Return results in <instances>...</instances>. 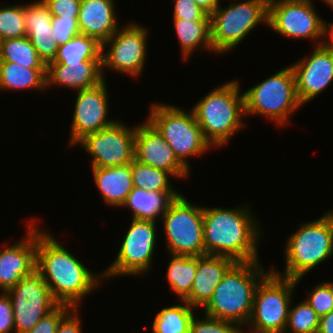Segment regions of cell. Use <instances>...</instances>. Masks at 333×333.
<instances>
[{
    "label": "cell",
    "instance_id": "1",
    "mask_svg": "<svg viewBox=\"0 0 333 333\" xmlns=\"http://www.w3.org/2000/svg\"><path fill=\"white\" fill-rule=\"evenodd\" d=\"M51 235L47 230L42 231L37 227L36 270L59 305L79 308L83 298L104 281L103 271L96 275Z\"/></svg>",
    "mask_w": 333,
    "mask_h": 333
},
{
    "label": "cell",
    "instance_id": "2",
    "mask_svg": "<svg viewBox=\"0 0 333 333\" xmlns=\"http://www.w3.org/2000/svg\"><path fill=\"white\" fill-rule=\"evenodd\" d=\"M251 209L246 204L233 208L204 206L205 255L228 257L235 262L258 261L257 245L264 232Z\"/></svg>",
    "mask_w": 333,
    "mask_h": 333
},
{
    "label": "cell",
    "instance_id": "3",
    "mask_svg": "<svg viewBox=\"0 0 333 333\" xmlns=\"http://www.w3.org/2000/svg\"><path fill=\"white\" fill-rule=\"evenodd\" d=\"M260 261L235 262L202 308L205 315L234 322L245 330L252 314L256 288L271 271V268L265 271Z\"/></svg>",
    "mask_w": 333,
    "mask_h": 333
},
{
    "label": "cell",
    "instance_id": "4",
    "mask_svg": "<svg viewBox=\"0 0 333 333\" xmlns=\"http://www.w3.org/2000/svg\"><path fill=\"white\" fill-rule=\"evenodd\" d=\"M240 86L238 79L227 81L192 107L204 138L215 149L226 145L232 135L246 127L244 94Z\"/></svg>",
    "mask_w": 333,
    "mask_h": 333
},
{
    "label": "cell",
    "instance_id": "5",
    "mask_svg": "<svg viewBox=\"0 0 333 333\" xmlns=\"http://www.w3.org/2000/svg\"><path fill=\"white\" fill-rule=\"evenodd\" d=\"M285 243V269L278 272L272 266L271 270L299 283L308 272L332 257L333 215L326 211L318 219L301 222L298 230Z\"/></svg>",
    "mask_w": 333,
    "mask_h": 333
},
{
    "label": "cell",
    "instance_id": "6",
    "mask_svg": "<svg viewBox=\"0 0 333 333\" xmlns=\"http://www.w3.org/2000/svg\"><path fill=\"white\" fill-rule=\"evenodd\" d=\"M147 120L171 146L178 160L190 171L189 157L202 155L213 147L204 138L195 115L171 104L154 103Z\"/></svg>",
    "mask_w": 333,
    "mask_h": 333
},
{
    "label": "cell",
    "instance_id": "7",
    "mask_svg": "<svg viewBox=\"0 0 333 333\" xmlns=\"http://www.w3.org/2000/svg\"><path fill=\"white\" fill-rule=\"evenodd\" d=\"M243 94L245 116L266 117L279 126L288 125L291 115L303 106L297 97L295 77L290 65L270 75Z\"/></svg>",
    "mask_w": 333,
    "mask_h": 333
},
{
    "label": "cell",
    "instance_id": "8",
    "mask_svg": "<svg viewBox=\"0 0 333 333\" xmlns=\"http://www.w3.org/2000/svg\"><path fill=\"white\" fill-rule=\"evenodd\" d=\"M269 0H244L221 4L210 14V39L213 52L226 53L235 49L258 24L268 25Z\"/></svg>",
    "mask_w": 333,
    "mask_h": 333
},
{
    "label": "cell",
    "instance_id": "9",
    "mask_svg": "<svg viewBox=\"0 0 333 333\" xmlns=\"http://www.w3.org/2000/svg\"><path fill=\"white\" fill-rule=\"evenodd\" d=\"M295 279L279 276L272 270L258 284L253 310L243 333H285Z\"/></svg>",
    "mask_w": 333,
    "mask_h": 333
},
{
    "label": "cell",
    "instance_id": "10",
    "mask_svg": "<svg viewBox=\"0 0 333 333\" xmlns=\"http://www.w3.org/2000/svg\"><path fill=\"white\" fill-rule=\"evenodd\" d=\"M159 222L166 234L168 254L205 255L202 206L192 204L181 192L162 214Z\"/></svg>",
    "mask_w": 333,
    "mask_h": 333
},
{
    "label": "cell",
    "instance_id": "11",
    "mask_svg": "<svg viewBox=\"0 0 333 333\" xmlns=\"http://www.w3.org/2000/svg\"><path fill=\"white\" fill-rule=\"evenodd\" d=\"M117 257L111 265L103 271L104 279L117 276H140L148 273L156 247L157 221L131 219ZM136 275V276H135Z\"/></svg>",
    "mask_w": 333,
    "mask_h": 333
},
{
    "label": "cell",
    "instance_id": "12",
    "mask_svg": "<svg viewBox=\"0 0 333 333\" xmlns=\"http://www.w3.org/2000/svg\"><path fill=\"white\" fill-rule=\"evenodd\" d=\"M267 26L285 38L311 39L314 46L326 41V21L312 0H269Z\"/></svg>",
    "mask_w": 333,
    "mask_h": 333
},
{
    "label": "cell",
    "instance_id": "13",
    "mask_svg": "<svg viewBox=\"0 0 333 333\" xmlns=\"http://www.w3.org/2000/svg\"><path fill=\"white\" fill-rule=\"evenodd\" d=\"M121 27L102 44V72L110 69L138 78L147 59L148 30L130 21Z\"/></svg>",
    "mask_w": 333,
    "mask_h": 333
},
{
    "label": "cell",
    "instance_id": "14",
    "mask_svg": "<svg viewBox=\"0 0 333 333\" xmlns=\"http://www.w3.org/2000/svg\"><path fill=\"white\" fill-rule=\"evenodd\" d=\"M6 292L13 306L15 333H25L31 330L59 305L37 270L22 277L14 287Z\"/></svg>",
    "mask_w": 333,
    "mask_h": 333
},
{
    "label": "cell",
    "instance_id": "15",
    "mask_svg": "<svg viewBox=\"0 0 333 333\" xmlns=\"http://www.w3.org/2000/svg\"><path fill=\"white\" fill-rule=\"evenodd\" d=\"M122 121L86 135L76 145L91 155V167H115L134 160L136 126Z\"/></svg>",
    "mask_w": 333,
    "mask_h": 333
},
{
    "label": "cell",
    "instance_id": "16",
    "mask_svg": "<svg viewBox=\"0 0 333 333\" xmlns=\"http://www.w3.org/2000/svg\"><path fill=\"white\" fill-rule=\"evenodd\" d=\"M106 85L104 80L93 88L76 91L69 146H76L86 135L96 133L117 121L107 117L110 103Z\"/></svg>",
    "mask_w": 333,
    "mask_h": 333
},
{
    "label": "cell",
    "instance_id": "17",
    "mask_svg": "<svg viewBox=\"0 0 333 333\" xmlns=\"http://www.w3.org/2000/svg\"><path fill=\"white\" fill-rule=\"evenodd\" d=\"M310 56V57H309ZM299 102L304 105L323 92L333 81V48L315 46L310 55L290 65Z\"/></svg>",
    "mask_w": 333,
    "mask_h": 333
},
{
    "label": "cell",
    "instance_id": "18",
    "mask_svg": "<svg viewBox=\"0 0 333 333\" xmlns=\"http://www.w3.org/2000/svg\"><path fill=\"white\" fill-rule=\"evenodd\" d=\"M35 219V220H34ZM28 219L25 237L22 240L0 247V291L14 287L22 277L36 270L37 218Z\"/></svg>",
    "mask_w": 333,
    "mask_h": 333
},
{
    "label": "cell",
    "instance_id": "19",
    "mask_svg": "<svg viewBox=\"0 0 333 333\" xmlns=\"http://www.w3.org/2000/svg\"><path fill=\"white\" fill-rule=\"evenodd\" d=\"M134 159L169 172L174 178L187 179L190 174L171 146L147 119L136 126Z\"/></svg>",
    "mask_w": 333,
    "mask_h": 333
},
{
    "label": "cell",
    "instance_id": "20",
    "mask_svg": "<svg viewBox=\"0 0 333 333\" xmlns=\"http://www.w3.org/2000/svg\"><path fill=\"white\" fill-rule=\"evenodd\" d=\"M101 60H86L75 64L48 63L46 88L64 86L74 91L93 88L103 82Z\"/></svg>",
    "mask_w": 333,
    "mask_h": 333
},
{
    "label": "cell",
    "instance_id": "21",
    "mask_svg": "<svg viewBox=\"0 0 333 333\" xmlns=\"http://www.w3.org/2000/svg\"><path fill=\"white\" fill-rule=\"evenodd\" d=\"M115 0H81L78 26L81 34L106 42L121 27Z\"/></svg>",
    "mask_w": 333,
    "mask_h": 333
},
{
    "label": "cell",
    "instance_id": "22",
    "mask_svg": "<svg viewBox=\"0 0 333 333\" xmlns=\"http://www.w3.org/2000/svg\"><path fill=\"white\" fill-rule=\"evenodd\" d=\"M235 263L228 257L214 255L197 256V271L190 295L184 300L191 307L203 308L211 299L216 286Z\"/></svg>",
    "mask_w": 333,
    "mask_h": 333
},
{
    "label": "cell",
    "instance_id": "23",
    "mask_svg": "<svg viewBox=\"0 0 333 333\" xmlns=\"http://www.w3.org/2000/svg\"><path fill=\"white\" fill-rule=\"evenodd\" d=\"M52 17L44 0L25 4L26 36L46 64L54 59L59 48L51 37Z\"/></svg>",
    "mask_w": 333,
    "mask_h": 333
},
{
    "label": "cell",
    "instance_id": "24",
    "mask_svg": "<svg viewBox=\"0 0 333 333\" xmlns=\"http://www.w3.org/2000/svg\"><path fill=\"white\" fill-rule=\"evenodd\" d=\"M93 180L108 206L122 207L133 190L131 163L115 167H91Z\"/></svg>",
    "mask_w": 333,
    "mask_h": 333
},
{
    "label": "cell",
    "instance_id": "25",
    "mask_svg": "<svg viewBox=\"0 0 333 333\" xmlns=\"http://www.w3.org/2000/svg\"><path fill=\"white\" fill-rule=\"evenodd\" d=\"M180 194L150 192L134 187L122 207H127L133 212L132 218L158 221Z\"/></svg>",
    "mask_w": 333,
    "mask_h": 333
},
{
    "label": "cell",
    "instance_id": "26",
    "mask_svg": "<svg viewBox=\"0 0 333 333\" xmlns=\"http://www.w3.org/2000/svg\"><path fill=\"white\" fill-rule=\"evenodd\" d=\"M47 68H26L11 61H0V91L46 88Z\"/></svg>",
    "mask_w": 333,
    "mask_h": 333
},
{
    "label": "cell",
    "instance_id": "27",
    "mask_svg": "<svg viewBox=\"0 0 333 333\" xmlns=\"http://www.w3.org/2000/svg\"><path fill=\"white\" fill-rule=\"evenodd\" d=\"M172 20L181 47V57L185 62L199 48L213 53L210 39V21H190L182 18Z\"/></svg>",
    "mask_w": 333,
    "mask_h": 333
},
{
    "label": "cell",
    "instance_id": "28",
    "mask_svg": "<svg viewBox=\"0 0 333 333\" xmlns=\"http://www.w3.org/2000/svg\"><path fill=\"white\" fill-rule=\"evenodd\" d=\"M101 52V43L80 33L60 45L54 59L49 63L75 64L86 60H101Z\"/></svg>",
    "mask_w": 333,
    "mask_h": 333
},
{
    "label": "cell",
    "instance_id": "29",
    "mask_svg": "<svg viewBox=\"0 0 333 333\" xmlns=\"http://www.w3.org/2000/svg\"><path fill=\"white\" fill-rule=\"evenodd\" d=\"M170 255L167 267V283L177 299L184 301L191 292L193 279L197 271V256Z\"/></svg>",
    "mask_w": 333,
    "mask_h": 333
},
{
    "label": "cell",
    "instance_id": "30",
    "mask_svg": "<svg viewBox=\"0 0 333 333\" xmlns=\"http://www.w3.org/2000/svg\"><path fill=\"white\" fill-rule=\"evenodd\" d=\"M180 303L164 307L156 314L152 322L153 333H189L196 308L185 301Z\"/></svg>",
    "mask_w": 333,
    "mask_h": 333
},
{
    "label": "cell",
    "instance_id": "31",
    "mask_svg": "<svg viewBox=\"0 0 333 333\" xmlns=\"http://www.w3.org/2000/svg\"><path fill=\"white\" fill-rule=\"evenodd\" d=\"M0 61H11L26 68H47L27 36L0 41Z\"/></svg>",
    "mask_w": 333,
    "mask_h": 333
},
{
    "label": "cell",
    "instance_id": "32",
    "mask_svg": "<svg viewBox=\"0 0 333 333\" xmlns=\"http://www.w3.org/2000/svg\"><path fill=\"white\" fill-rule=\"evenodd\" d=\"M133 186L158 193H180L171 185L172 175L162 169L133 160L131 162ZM171 176V178H170Z\"/></svg>",
    "mask_w": 333,
    "mask_h": 333
},
{
    "label": "cell",
    "instance_id": "33",
    "mask_svg": "<svg viewBox=\"0 0 333 333\" xmlns=\"http://www.w3.org/2000/svg\"><path fill=\"white\" fill-rule=\"evenodd\" d=\"M25 3L0 6V41L26 36Z\"/></svg>",
    "mask_w": 333,
    "mask_h": 333
},
{
    "label": "cell",
    "instance_id": "34",
    "mask_svg": "<svg viewBox=\"0 0 333 333\" xmlns=\"http://www.w3.org/2000/svg\"><path fill=\"white\" fill-rule=\"evenodd\" d=\"M292 306L293 305H290L289 308L285 333L287 330H290L292 333H317L320 316L309 303L303 299V301L296 304V306Z\"/></svg>",
    "mask_w": 333,
    "mask_h": 333
},
{
    "label": "cell",
    "instance_id": "35",
    "mask_svg": "<svg viewBox=\"0 0 333 333\" xmlns=\"http://www.w3.org/2000/svg\"><path fill=\"white\" fill-rule=\"evenodd\" d=\"M204 319H200L197 315H194L189 333H243L238 324L228 321L216 319L207 315L203 316Z\"/></svg>",
    "mask_w": 333,
    "mask_h": 333
},
{
    "label": "cell",
    "instance_id": "36",
    "mask_svg": "<svg viewBox=\"0 0 333 333\" xmlns=\"http://www.w3.org/2000/svg\"><path fill=\"white\" fill-rule=\"evenodd\" d=\"M305 299L321 317L333 310V281L317 284L313 290H307Z\"/></svg>",
    "mask_w": 333,
    "mask_h": 333
},
{
    "label": "cell",
    "instance_id": "37",
    "mask_svg": "<svg viewBox=\"0 0 333 333\" xmlns=\"http://www.w3.org/2000/svg\"><path fill=\"white\" fill-rule=\"evenodd\" d=\"M52 39L60 46L80 34L78 17H52Z\"/></svg>",
    "mask_w": 333,
    "mask_h": 333
},
{
    "label": "cell",
    "instance_id": "38",
    "mask_svg": "<svg viewBox=\"0 0 333 333\" xmlns=\"http://www.w3.org/2000/svg\"><path fill=\"white\" fill-rule=\"evenodd\" d=\"M173 18L190 21H210V15L196 4L194 0H173Z\"/></svg>",
    "mask_w": 333,
    "mask_h": 333
},
{
    "label": "cell",
    "instance_id": "39",
    "mask_svg": "<svg viewBox=\"0 0 333 333\" xmlns=\"http://www.w3.org/2000/svg\"><path fill=\"white\" fill-rule=\"evenodd\" d=\"M73 309L69 305H58L25 333H56L60 321Z\"/></svg>",
    "mask_w": 333,
    "mask_h": 333
},
{
    "label": "cell",
    "instance_id": "40",
    "mask_svg": "<svg viewBox=\"0 0 333 333\" xmlns=\"http://www.w3.org/2000/svg\"><path fill=\"white\" fill-rule=\"evenodd\" d=\"M52 16L78 17L81 0H44Z\"/></svg>",
    "mask_w": 333,
    "mask_h": 333
},
{
    "label": "cell",
    "instance_id": "41",
    "mask_svg": "<svg viewBox=\"0 0 333 333\" xmlns=\"http://www.w3.org/2000/svg\"><path fill=\"white\" fill-rule=\"evenodd\" d=\"M15 333L13 306L7 292H0V333Z\"/></svg>",
    "mask_w": 333,
    "mask_h": 333
},
{
    "label": "cell",
    "instance_id": "42",
    "mask_svg": "<svg viewBox=\"0 0 333 333\" xmlns=\"http://www.w3.org/2000/svg\"><path fill=\"white\" fill-rule=\"evenodd\" d=\"M78 308H73L59 323L56 333H82Z\"/></svg>",
    "mask_w": 333,
    "mask_h": 333
},
{
    "label": "cell",
    "instance_id": "43",
    "mask_svg": "<svg viewBox=\"0 0 333 333\" xmlns=\"http://www.w3.org/2000/svg\"><path fill=\"white\" fill-rule=\"evenodd\" d=\"M317 333H333V310L320 317Z\"/></svg>",
    "mask_w": 333,
    "mask_h": 333
},
{
    "label": "cell",
    "instance_id": "44",
    "mask_svg": "<svg viewBox=\"0 0 333 333\" xmlns=\"http://www.w3.org/2000/svg\"><path fill=\"white\" fill-rule=\"evenodd\" d=\"M209 15L220 5V0H194Z\"/></svg>",
    "mask_w": 333,
    "mask_h": 333
},
{
    "label": "cell",
    "instance_id": "45",
    "mask_svg": "<svg viewBox=\"0 0 333 333\" xmlns=\"http://www.w3.org/2000/svg\"><path fill=\"white\" fill-rule=\"evenodd\" d=\"M325 37L328 38L329 40L325 41V44L331 46L333 48V23H327L326 22V27H325Z\"/></svg>",
    "mask_w": 333,
    "mask_h": 333
},
{
    "label": "cell",
    "instance_id": "46",
    "mask_svg": "<svg viewBox=\"0 0 333 333\" xmlns=\"http://www.w3.org/2000/svg\"><path fill=\"white\" fill-rule=\"evenodd\" d=\"M323 2H325V4H327L328 6L331 7V9H333V0H322Z\"/></svg>",
    "mask_w": 333,
    "mask_h": 333
},
{
    "label": "cell",
    "instance_id": "47",
    "mask_svg": "<svg viewBox=\"0 0 333 333\" xmlns=\"http://www.w3.org/2000/svg\"><path fill=\"white\" fill-rule=\"evenodd\" d=\"M332 215H333V209L332 210H328Z\"/></svg>",
    "mask_w": 333,
    "mask_h": 333
}]
</instances>
